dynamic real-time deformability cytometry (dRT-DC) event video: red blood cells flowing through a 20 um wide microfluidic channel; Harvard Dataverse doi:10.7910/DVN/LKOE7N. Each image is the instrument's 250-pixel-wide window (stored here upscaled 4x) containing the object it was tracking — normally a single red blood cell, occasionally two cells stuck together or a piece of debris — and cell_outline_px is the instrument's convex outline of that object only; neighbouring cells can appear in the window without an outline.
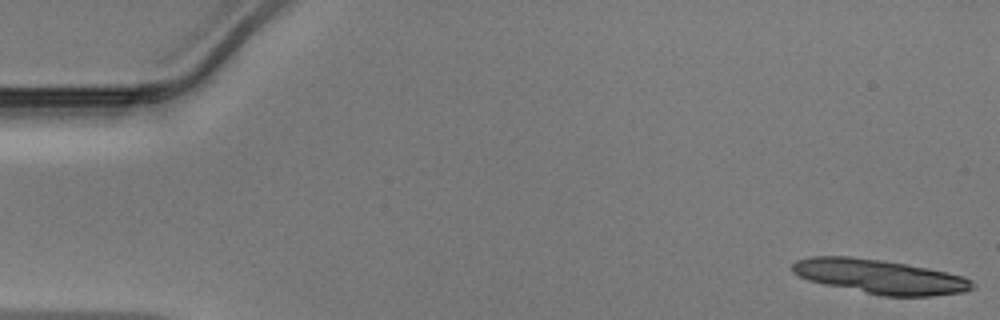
{"species": "Egyptian fruit bat (a non-hibernating species)", "species_latin": "Rousettus aegyptiacus", "temperature_condition": "warm", "stored_images_in_passage": 13, "camera_frame_rate_fps": 3000, "um_per_image_px": 0.085, "animal": {"sex": "male"}, "frame": {"image": 1, "passage_image": 1, "time_ms": 0.0, "image_size_px": [1000, 320], "cell_outline_px": [[976, 284], [972, 288], [964, 292], [928, 296], [880, 296], [808, 280], [792, 272], [792, 264], [796, 260], [808, 256], [848, 256], [884, 260], [928, 268], [948, 272], [964, 276], [972, 280]], "centroid_in_image_um": [74.8, 23.5], "position_along_channel_um": 10.2, "area_um2": 36.01}}